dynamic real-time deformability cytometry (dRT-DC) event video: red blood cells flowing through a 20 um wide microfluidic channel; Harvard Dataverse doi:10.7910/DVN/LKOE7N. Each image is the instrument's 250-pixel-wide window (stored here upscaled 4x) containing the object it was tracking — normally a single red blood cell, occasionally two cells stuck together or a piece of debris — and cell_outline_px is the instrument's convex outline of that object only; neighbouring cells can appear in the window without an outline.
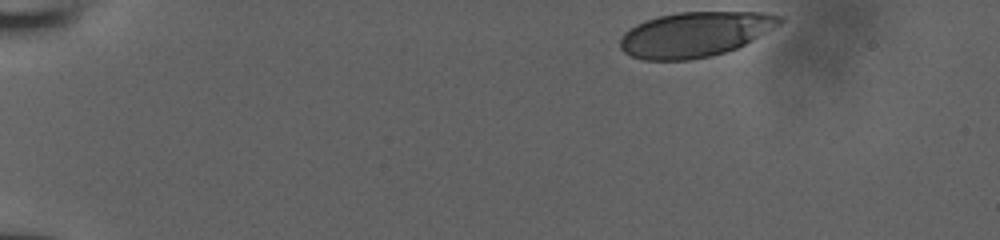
{"species": "human", "species_latin": "Homo sapiens", "temperature_condition": "room temperature", "stored_images_in_passage": 37, "camera_frame_rate_fps": 3000, "um_per_image_px": 0.085, "donor": {"sex": "male"}, "frame": {"image": 1, "passage_image": 1, "time_ms": 0.0, "image_size_px": [1000, 240], "cell_outline_px": [[784, 20], [780, 24], [752, 40], [736, 48], [724, 52], [708, 56], [688, 60], [644, 60], [632, 56], [624, 52], [620, 48], [620, 40], [624, 32], [628, 28], [644, 20], [676, 12], [764, 12], [784, 16]], "centroid_in_image_um": [59.06, 2.9], "position_along_channel_um": 25.9, "area_um2": 41.79}}
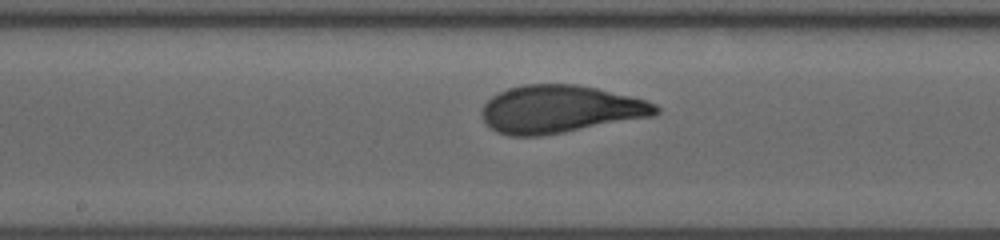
{"frame": {"image": 2, "passage_image": 22, "time_ms": 7.0, "image_size_px": [1000, 240], "cell_outline_px": [[660, 112], [656, 116], [564, 132], [540, 136], [508, 136], [496, 132], [488, 128], [484, 124], [480, 112], [484, 104], [492, 96], [508, 88], [524, 84], [576, 84], [596, 88], [644, 100], [656, 104], [660, 108]], "centroid_in_image_um": [47.57, 9.29], "position_along_channel_um": 200.6, "area_um2": 48.61}}
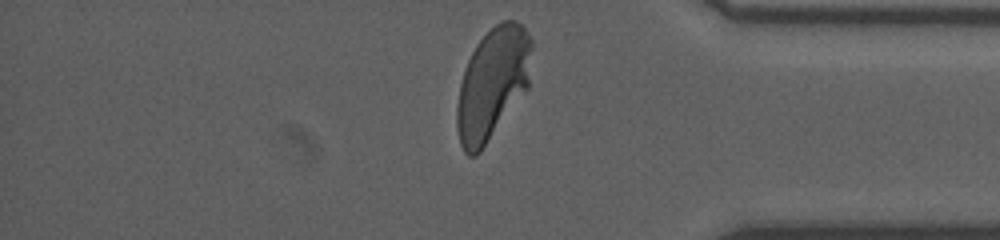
{"frame": {"image": 3, "passage_image": 37, "time_ms": 12.0, "image_size_px": [1000, 240], "cell_outline_px": [[532, 48], [528, 88], [480, 152], [476, 156], [468, 156], [464, 152], [460, 144], [456, 128], [456, 108], [460, 84], [464, 68], [476, 44], [500, 20], [516, 20], [524, 28], [532, 40]], "centroid_in_image_um": [41.85, 7.12], "position_along_channel_um": 393.3, "area_um2": 48.67}}